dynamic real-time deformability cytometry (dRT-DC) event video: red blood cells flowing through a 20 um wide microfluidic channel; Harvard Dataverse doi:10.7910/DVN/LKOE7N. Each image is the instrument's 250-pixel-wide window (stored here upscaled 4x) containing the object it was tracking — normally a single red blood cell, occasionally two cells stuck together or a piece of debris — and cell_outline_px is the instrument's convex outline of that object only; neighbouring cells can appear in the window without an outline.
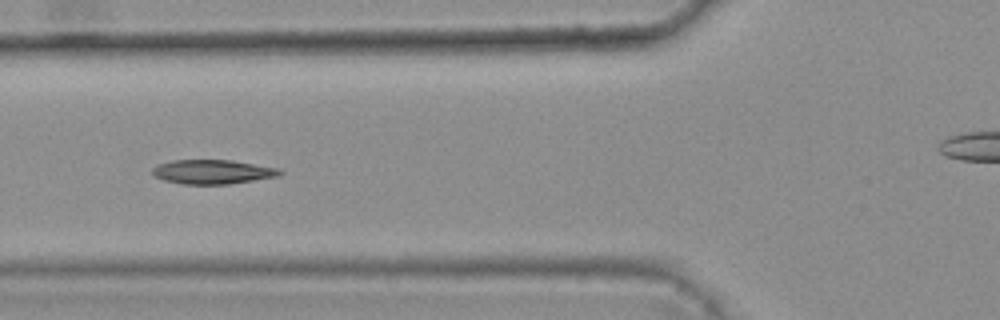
{"species": "common noctule bat (a hibernating species)", "species_latin": "Nyctalus noctula", "temperature_condition": "warm", "stored_images_in_passage": 6, "camera_frame_rate_fps": 3000, "um_per_image_px": 0.085, "animal": {"sex": "female", "body_mass_g": 25.1}, "frame": {"image": 1, "passage_image": 4, "time_ms": 1.0, "image_size_px": [1000, 320], "cell_outline_px": [[284, 172], [276, 176], [228, 184], [184, 184], [164, 180], [156, 176], [152, 172], [152, 168], [156, 164], [172, 160], [232, 160], [276, 168]], "centroid_in_image_um": [18.01, 14.59], "position_along_channel_um": 107.8, "area_um2": 17.74}}
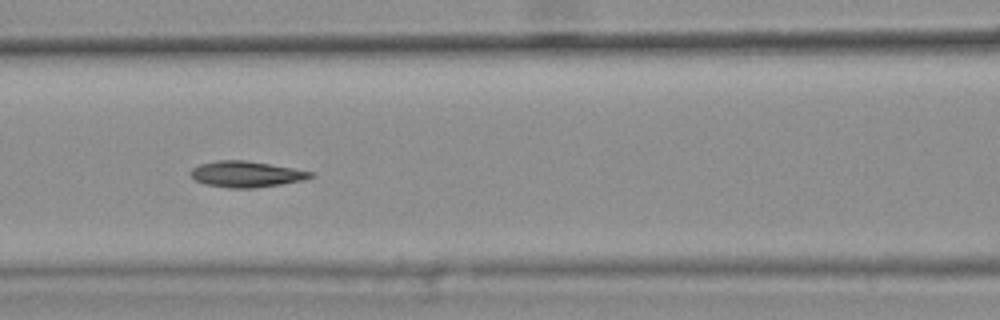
{"frame": {"image": 2, "passage_image": 5, "time_ms": 1.333, "image_size_px": [1000, 320], "cell_outline_px": [[312, 176], [304, 180], [280, 184], [252, 188], [232, 188], [204, 184], [196, 180], [188, 172], [192, 168], [200, 164], [216, 160], [244, 160], [292, 168], [312, 172]], "centroid_in_image_um": [20.87, 14.8], "position_along_channel_um": 145.7, "area_um2": 17.92}}